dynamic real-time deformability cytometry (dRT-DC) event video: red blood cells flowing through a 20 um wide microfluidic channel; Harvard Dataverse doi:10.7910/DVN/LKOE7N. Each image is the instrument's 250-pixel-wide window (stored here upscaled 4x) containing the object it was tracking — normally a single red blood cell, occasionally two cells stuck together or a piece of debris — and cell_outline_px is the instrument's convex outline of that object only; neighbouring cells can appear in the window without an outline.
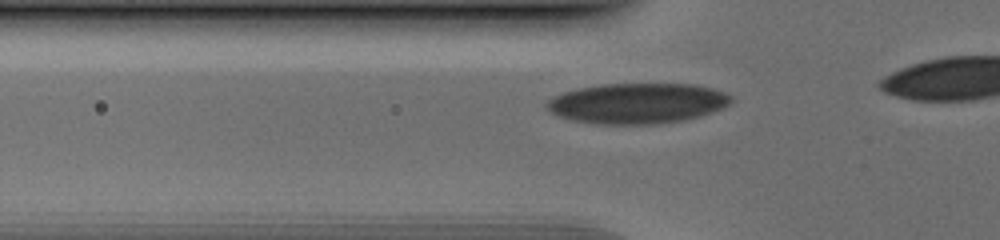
{"species": "human", "species_latin": "Homo sapiens", "temperature_condition": "cold", "stored_images_in_passage": 18, "camera_frame_rate_fps": 3000, "um_per_image_px": 0.085, "donor": {"sex": "male"}, "frame": {"image": 1, "passage_image": 12, "time_ms": 3.667, "image_size_px": [1000, 240], "cell_outline_px": [[732, 104], [724, 108], [700, 116], [684, 120], [656, 124], [596, 124], [572, 120], [548, 112], [544, 108], [544, 104], [552, 96], [576, 88], [600, 84], [696, 84], [712, 88], [724, 92], [732, 96]], "centroid_in_image_um": [54.16, 8.78], "position_along_channel_um": 71.6, "area_um2": 43.99}}
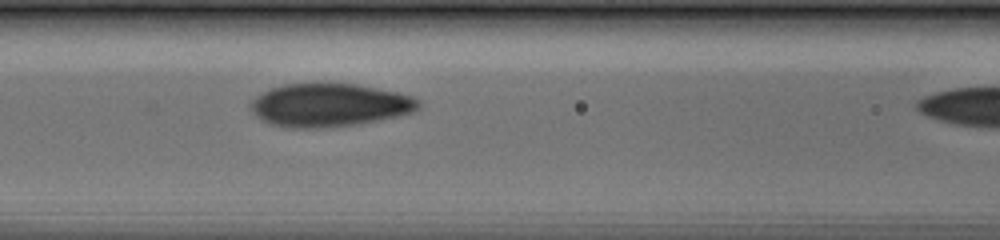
{"frame": {"image": 2, "passage_image": 17, "time_ms": 5.333, "image_size_px": [1000, 240], "cell_outline_px": [[420, 108], [412, 112], [396, 116], [356, 124], [324, 128], [292, 128], [268, 124], [256, 116], [252, 112], [252, 100], [256, 96], [272, 88], [284, 84], [356, 84], [396, 92], [412, 96], [420, 100]], "centroid_in_image_um": [27.99, 8.94], "position_along_channel_um": 138.6, "area_um2": 41.91}}